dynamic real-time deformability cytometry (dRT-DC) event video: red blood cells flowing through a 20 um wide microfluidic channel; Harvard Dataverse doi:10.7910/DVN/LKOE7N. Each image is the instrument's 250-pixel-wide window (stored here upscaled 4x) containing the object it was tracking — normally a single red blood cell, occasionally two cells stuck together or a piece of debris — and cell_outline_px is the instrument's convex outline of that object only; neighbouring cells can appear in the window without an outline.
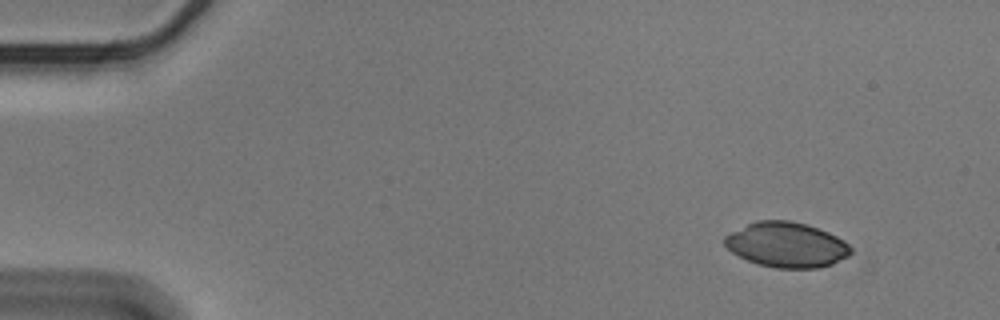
{"species": "Egyptian fruit bat (a non-hibernating species)", "species_latin": "Rousettus aegyptiacus", "temperature_condition": "cold", "stored_images_in_passage": 52, "camera_frame_rate_fps": 3000, "um_per_image_px": 0.085, "animal": {"sex": "male"}, "frame": {"image": 1, "passage_image": 1, "time_ms": 0.0, "image_size_px": [1000, 320], "cell_outline_px": [[852, 252], [848, 256], [832, 264], [820, 268], [776, 268], [756, 264], [732, 252], [724, 244], [724, 236], [756, 220], [792, 220], [808, 224], [828, 232], [844, 240], [852, 248]], "centroid_in_image_um": [66.88, 20.8], "position_along_channel_um": 18.1, "area_um2": 33.23}}
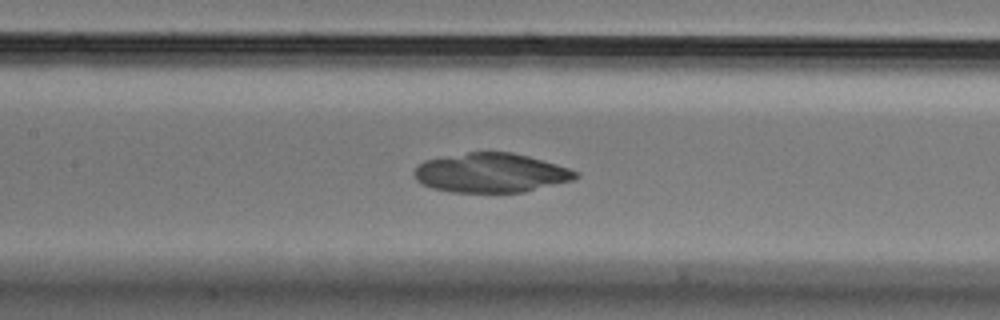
{"frame": {"image": 2, "passage_image": 22, "time_ms": 7.0, "image_size_px": [1000, 320], "cell_outline_px": [[580, 176], [572, 180], [524, 192], [452, 192], [432, 188], [420, 184], [416, 180], [412, 172], [416, 164], [424, 160], [468, 152], [512, 152], [528, 156], [556, 164], [580, 172]], "centroid_in_image_um": [41.68, 14.69], "position_along_channel_um": 165.7, "area_um2": 37.17}}
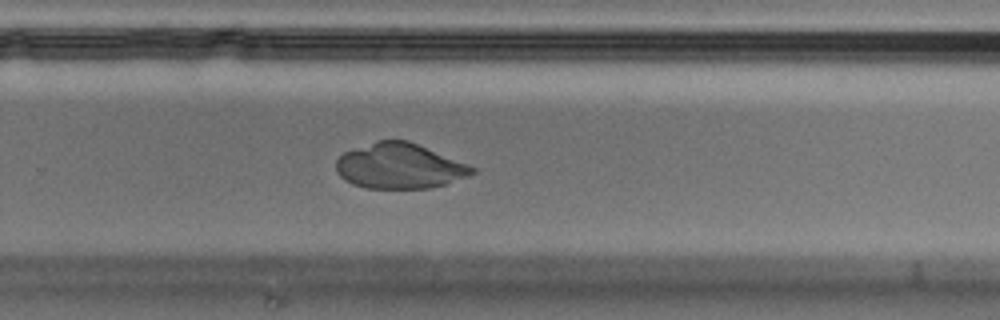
{"frame": {"image": 3, "passage_image": 33, "time_ms": 10.667, "image_size_px": [1000, 320], "cell_outline_px": [[476, 172], [468, 176], [432, 188], [364, 188], [352, 184], [344, 180], [336, 172], [336, 160], [344, 152], [376, 140], [408, 140], [468, 164], [476, 168]], "centroid_in_image_um": [33.94, 14.11], "position_along_channel_um": 295.9, "area_um2": 35.95}}